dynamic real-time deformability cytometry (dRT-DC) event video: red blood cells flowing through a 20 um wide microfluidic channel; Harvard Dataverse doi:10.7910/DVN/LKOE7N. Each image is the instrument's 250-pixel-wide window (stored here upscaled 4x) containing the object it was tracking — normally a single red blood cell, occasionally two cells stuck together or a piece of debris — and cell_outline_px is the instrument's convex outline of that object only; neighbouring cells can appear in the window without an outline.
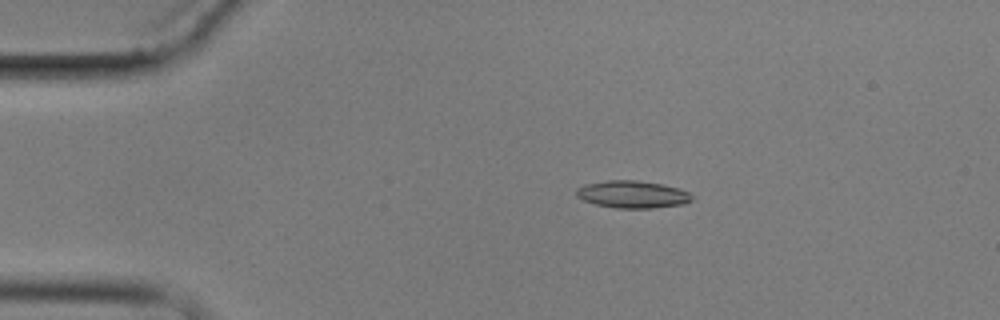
{"species": "common noctule bat (a hibernating species)", "species_latin": "Nyctalus noctula", "temperature_condition": "cold", "stored_images_in_passage": 5, "camera_frame_rate_fps": 3000, "um_per_image_px": 0.085, "animal": {"sex": "male", "body_mass_g": 17.9}, "frame": {"image": 1, "passage_image": 3, "time_ms": 2.333, "image_size_px": [1000, 320], "cell_outline_px": [[692, 200], [684, 204], [652, 208], [616, 208], [596, 204], [584, 200], [576, 196], [576, 188], [584, 184], [608, 180], [636, 180], [660, 184], [680, 188], [688, 192], [692, 196]], "centroid_in_image_um": [53.75, 16.52], "position_along_channel_um": 31.2, "area_um2": 18.38}}